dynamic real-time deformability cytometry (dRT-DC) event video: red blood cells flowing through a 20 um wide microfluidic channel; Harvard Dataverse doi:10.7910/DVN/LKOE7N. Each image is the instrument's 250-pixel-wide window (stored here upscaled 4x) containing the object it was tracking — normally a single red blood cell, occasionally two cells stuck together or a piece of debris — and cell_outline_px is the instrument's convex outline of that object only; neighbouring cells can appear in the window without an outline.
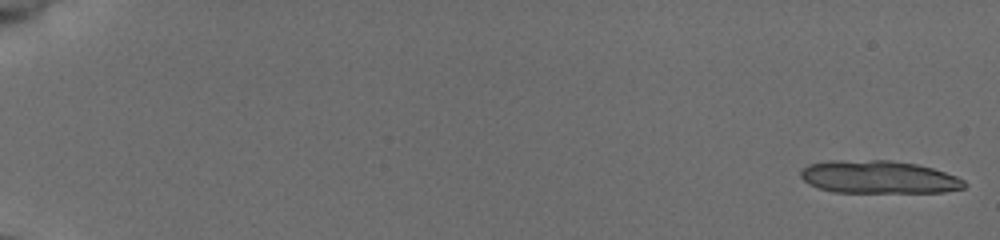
{"species": "common noctule bat (a hibernating species)", "species_latin": "Nyctalus noctula", "temperature_condition": "cold", "stored_images_in_passage": 18, "camera_frame_rate_fps": 3000, "um_per_image_px": 0.085, "animal": {"sex": "female", "body_mass_g": 19.5, "forearm_length_mm": 54.1}, "frame": {"image": 1, "passage_image": 1, "time_ms": 0.0, "image_size_px": [1000, 240], "cell_outline_px": [[968, 184], [964, 188], [944, 192], [832, 192], [808, 184], [800, 176], [800, 172], [808, 164], [828, 160], [892, 160], [916, 164], [932, 168], [956, 176], [964, 180]], "centroid_in_image_um": [74.68, 15.05], "position_along_channel_um": 10.3, "area_um2": 31.44}}